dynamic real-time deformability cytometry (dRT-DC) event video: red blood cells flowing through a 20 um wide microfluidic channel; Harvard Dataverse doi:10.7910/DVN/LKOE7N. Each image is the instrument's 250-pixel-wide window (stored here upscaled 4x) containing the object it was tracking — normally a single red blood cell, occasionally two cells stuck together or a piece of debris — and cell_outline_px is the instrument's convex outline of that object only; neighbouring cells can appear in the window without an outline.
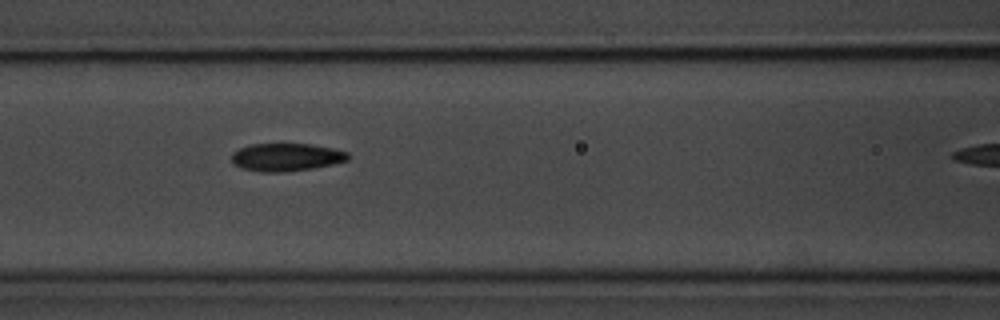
{"species": "common noctule bat (a hibernating species)", "species_latin": "Nyctalus noctula", "temperature_condition": "room temperature", "stored_images_in_passage": 5, "camera_frame_rate_fps": 3000, "um_per_image_px": 0.085, "animal": {"sex": "male", "body_mass_g": 20.1, "forearm_length_mm": 53.5}, "frame": {"image": 1, "passage_image": 4, "time_ms": 3.333, "image_size_px": [1000, 320], "cell_outline_px": [[348, 160], [332, 164], [312, 168], [284, 172], [260, 172], [240, 168], [232, 164], [232, 152], [240, 148], [252, 144], [312, 144], [332, 148], [348, 152]], "centroid_in_image_um": [24.29, 13.36], "position_along_channel_um": 142.3, "area_um2": 18.9}}